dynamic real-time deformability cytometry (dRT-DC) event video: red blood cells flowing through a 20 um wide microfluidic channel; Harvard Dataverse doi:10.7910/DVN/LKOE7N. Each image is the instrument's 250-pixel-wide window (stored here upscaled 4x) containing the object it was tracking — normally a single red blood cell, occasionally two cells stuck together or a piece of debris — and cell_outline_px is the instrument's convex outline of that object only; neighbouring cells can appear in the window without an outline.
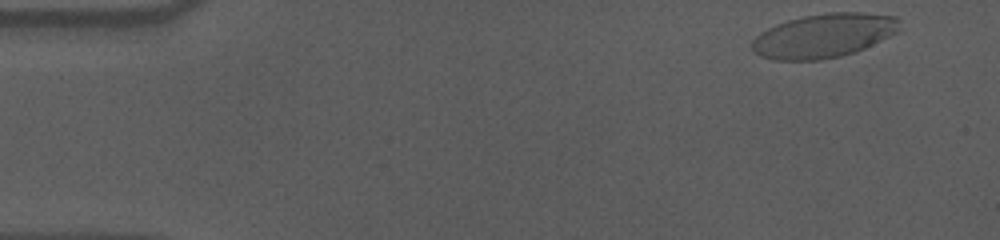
{"species": "human", "species_latin": "Homo sapiens", "temperature_condition": "cold", "stored_images_in_passage": 54, "camera_frame_rate_fps": 3000, "um_per_image_px": 0.085, "donor": {"sex": "male"}, "frame": {"image": 1, "passage_image": 1, "time_ms": 0.0, "image_size_px": [1000, 240], "cell_outline_px": [[900, 20], [896, 32], [864, 48], [840, 56], [820, 60], [772, 60], [760, 56], [752, 48], [752, 40], [760, 32], [776, 24], [788, 20], [804, 16], [828, 12], [860, 12], [896, 16]], "centroid_in_image_um": [69.98, 3.02], "position_along_channel_um": 15.0, "area_um2": 37.57}}
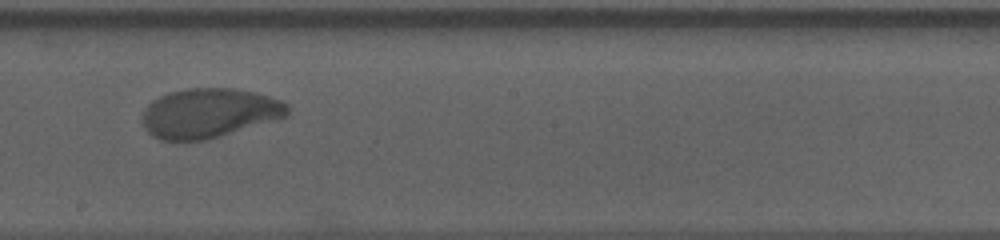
{"frame": {"image": 2, "passage_image": 29, "time_ms": 9.333, "image_size_px": [1000, 240], "cell_outline_px": [[288, 116], [280, 120], [204, 140], [160, 140], [152, 136], [144, 128], [144, 108], [152, 100], [168, 92], [188, 88], [232, 88], [256, 92], [280, 100], [288, 104]], "centroid_in_image_um": [17.81, 9.61], "position_along_channel_um": 230.4, "area_um2": 42.08}}
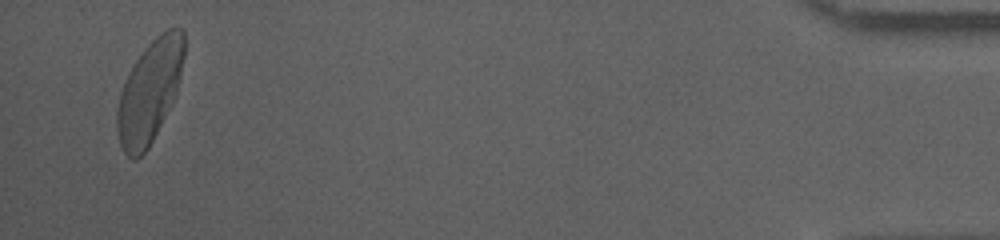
{"frame": {"image": 3, "passage_image": 52, "time_ms": 17.0, "image_size_px": [1000, 240], "cell_outline_px": [[184, 56], [180, 76], [176, 92], [148, 148], [136, 160], [132, 160], [124, 152], [120, 144], [116, 128], [116, 112], [120, 92], [128, 72], [144, 48], [156, 36], [168, 28], [184, 28]], "centroid_in_image_um": [12.69, 7.76], "position_along_channel_um": 422.5, "area_um2": 39.54}, "authors_computed_cell_mechanics": {"area_um2": 41.1536, "velocity_mm_per_s": 3.5688, "shape_relaxation_time_tau1_ms": 3.5785, "shape_relaxation_time_tau2_ms": 1.0743, "deformation_change_tau1": 0.1698, "deformation_change_tau2": 0.0596}}